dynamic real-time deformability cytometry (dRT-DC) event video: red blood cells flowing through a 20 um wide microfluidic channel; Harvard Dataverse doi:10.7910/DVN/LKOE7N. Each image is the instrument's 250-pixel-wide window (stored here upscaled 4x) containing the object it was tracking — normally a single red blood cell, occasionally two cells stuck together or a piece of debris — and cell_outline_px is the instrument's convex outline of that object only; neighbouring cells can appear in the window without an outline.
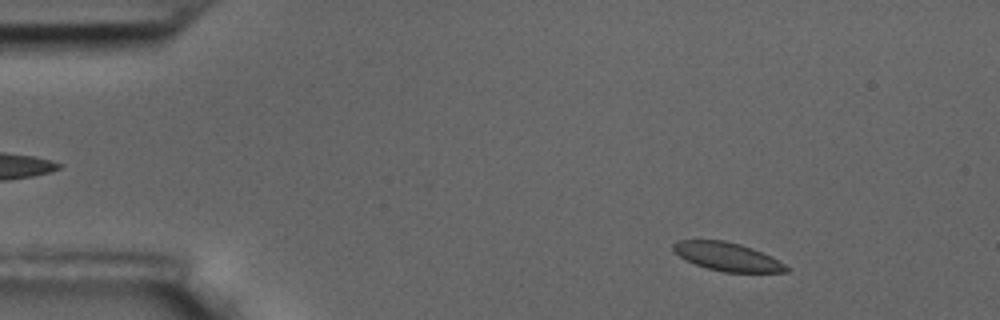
{"species": "common noctule bat (a hibernating species)", "species_latin": "Nyctalus noctula", "temperature_condition": "room temperature", "stored_images_in_passage": 57, "camera_frame_rate_fps": 3000, "um_per_image_px": 0.085, "animal": {"sex": "male", "body_mass_g": 17.5, "forearm_length_mm": 52.3}, "frame": {"image": 1, "passage_image": 6, "time_ms": 1.667, "image_size_px": [1000, 320], "cell_outline_px": [[788, 272], [724, 272], [708, 268], [684, 260], [672, 248], [672, 244], [676, 240], [724, 240], [740, 244], [752, 248], [784, 264], [788, 268]], "centroid_in_image_um": [61.76, 21.81], "position_along_channel_um": 23.2, "area_um2": 18.38}}
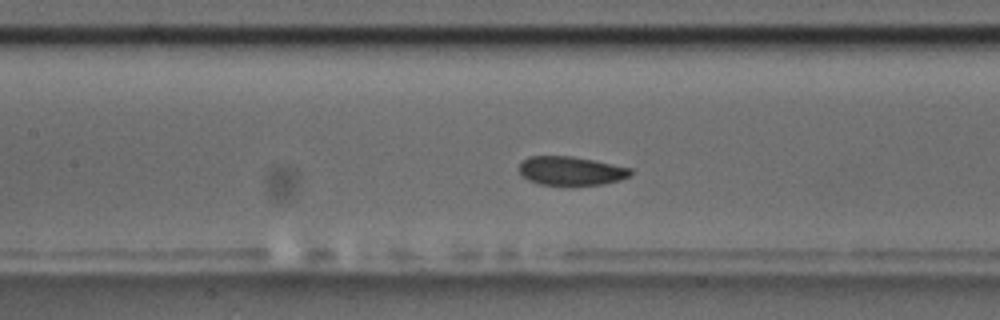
{"frame": {"image": 2, "passage_image": 25, "time_ms": 8.0, "image_size_px": [1000, 320], "cell_outline_px": [[632, 172], [628, 176], [620, 180], [604, 184], [540, 184], [528, 180], [520, 176], [520, 164], [528, 156], [572, 156], [632, 168]], "centroid_in_image_um": [48.51, 14.51], "position_along_channel_um": 158.9, "area_um2": 18.44}}
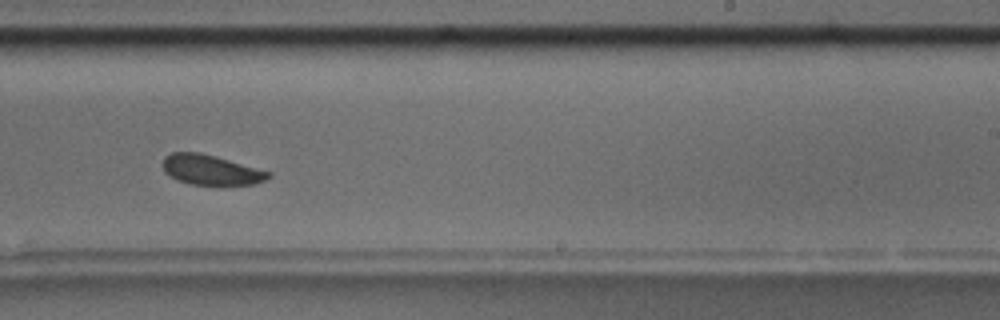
{"frame": {"image": 3, "passage_image": 35, "time_ms": 11.333, "image_size_px": [1000, 320], "cell_outline_px": [[272, 176], [256, 184], [220, 188], [188, 184], [176, 180], [164, 172], [164, 156], [172, 152], [200, 152], [216, 156], [272, 172]], "centroid_in_image_um": [17.97, 14.5], "position_along_channel_um": 271.0, "area_um2": 19.42}}